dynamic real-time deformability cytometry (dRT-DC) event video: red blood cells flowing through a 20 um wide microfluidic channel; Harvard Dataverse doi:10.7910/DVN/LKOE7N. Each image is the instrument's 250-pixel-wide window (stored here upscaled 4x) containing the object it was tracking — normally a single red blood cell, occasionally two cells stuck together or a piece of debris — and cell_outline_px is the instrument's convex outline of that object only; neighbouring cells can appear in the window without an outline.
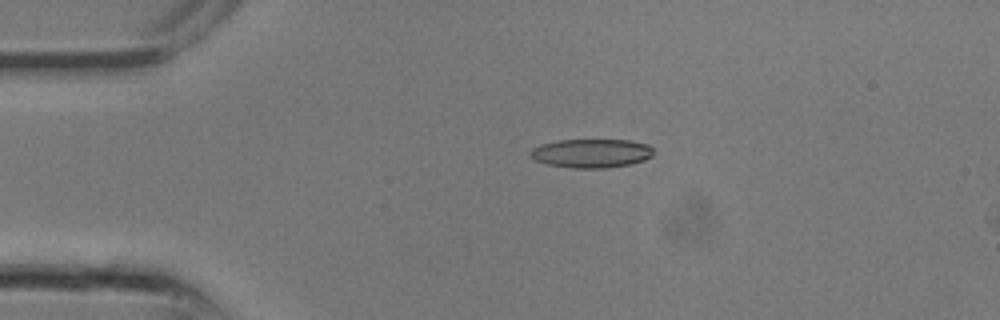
{"species": "common noctule bat (a hibernating species)", "species_latin": "Nyctalus noctula", "temperature_condition": "room temperature", "stored_images_in_passage": 8, "camera_frame_rate_fps": 3000, "um_per_image_px": 0.085, "animal": {"sex": "male", "body_mass_g": 13.3}, "frame": {"image": 1, "passage_image": 6, "time_ms": 1.667, "image_size_px": [1000, 320], "cell_outline_px": [[652, 156], [644, 160], [632, 164], [608, 168], [572, 168], [548, 164], [536, 160], [528, 152], [532, 148], [540, 144], [556, 140], [628, 140], [648, 144], [652, 148]], "centroid_in_image_um": [50.27, 13.03], "position_along_channel_um": 34.7, "area_um2": 20.75}}